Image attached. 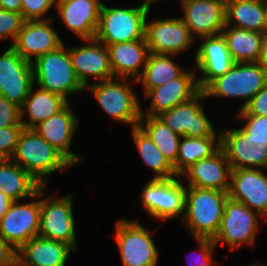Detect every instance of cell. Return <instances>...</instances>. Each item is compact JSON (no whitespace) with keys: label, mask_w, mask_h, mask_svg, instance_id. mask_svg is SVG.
Here are the masks:
<instances>
[{"label":"cell","mask_w":267,"mask_h":266,"mask_svg":"<svg viewBox=\"0 0 267 266\" xmlns=\"http://www.w3.org/2000/svg\"><path fill=\"white\" fill-rule=\"evenodd\" d=\"M10 160L26 170L43 187H48L47 176L73 166L34 129L26 128L21 131Z\"/></svg>","instance_id":"obj_1"},{"label":"cell","mask_w":267,"mask_h":266,"mask_svg":"<svg viewBox=\"0 0 267 266\" xmlns=\"http://www.w3.org/2000/svg\"><path fill=\"white\" fill-rule=\"evenodd\" d=\"M228 192L186 187L185 226L195 238L213 239L220 227Z\"/></svg>","instance_id":"obj_2"},{"label":"cell","mask_w":267,"mask_h":266,"mask_svg":"<svg viewBox=\"0 0 267 266\" xmlns=\"http://www.w3.org/2000/svg\"><path fill=\"white\" fill-rule=\"evenodd\" d=\"M150 9L147 0L135 8H108L103 3L95 39L105 45L145 39V22Z\"/></svg>","instance_id":"obj_3"},{"label":"cell","mask_w":267,"mask_h":266,"mask_svg":"<svg viewBox=\"0 0 267 266\" xmlns=\"http://www.w3.org/2000/svg\"><path fill=\"white\" fill-rule=\"evenodd\" d=\"M31 64L34 85L41 89L59 94L66 99L72 93L86 90L75 74L69 50L64 44L39 56Z\"/></svg>","instance_id":"obj_4"},{"label":"cell","mask_w":267,"mask_h":266,"mask_svg":"<svg viewBox=\"0 0 267 266\" xmlns=\"http://www.w3.org/2000/svg\"><path fill=\"white\" fill-rule=\"evenodd\" d=\"M267 83V67L261 62H235L224 75L214 79L203 91L209 98H237L245 102L243 109L251 98Z\"/></svg>","instance_id":"obj_5"},{"label":"cell","mask_w":267,"mask_h":266,"mask_svg":"<svg viewBox=\"0 0 267 266\" xmlns=\"http://www.w3.org/2000/svg\"><path fill=\"white\" fill-rule=\"evenodd\" d=\"M101 109L111 118L138 126L142 106L127 78H112L88 84Z\"/></svg>","instance_id":"obj_6"},{"label":"cell","mask_w":267,"mask_h":266,"mask_svg":"<svg viewBox=\"0 0 267 266\" xmlns=\"http://www.w3.org/2000/svg\"><path fill=\"white\" fill-rule=\"evenodd\" d=\"M47 187L40 189V226L38 236L63 242L76 250L72 195L62 198L47 196Z\"/></svg>","instance_id":"obj_7"},{"label":"cell","mask_w":267,"mask_h":266,"mask_svg":"<svg viewBox=\"0 0 267 266\" xmlns=\"http://www.w3.org/2000/svg\"><path fill=\"white\" fill-rule=\"evenodd\" d=\"M186 187L177 176L172 179L151 178L144 185L141 201L147 214L164 222L185 214Z\"/></svg>","instance_id":"obj_8"},{"label":"cell","mask_w":267,"mask_h":266,"mask_svg":"<svg viewBox=\"0 0 267 266\" xmlns=\"http://www.w3.org/2000/svg\"><path fill=\"white\" fill-rule=\"evenodd\" d=\"M115 232L122 266H157L159 251L149 230L123 219L116 221Z\"/></svg>","instance_id":"obj_9"},{"label":"cell","mask_w":267,"mask_h":266,"mask_svg":"<svg viewBox=\"0 0 267 266\" xmlns=\"http://www.w3.org/2000/svg\"><path fill=\"white\" fill-rule=\"evenodd\" d=\"M258 217L261 218L245 204L228 198L219 230L213 238L214 243L216 246L221 242L225 243L231 247V251L238 249L242 244L253 245L260 228Z\"/></svg>","instance_id":"obj_10"},{"label":"cell","mask_w":267,"mask_h":266,"mask_svg":"<svg viewBox=\"0 0 267 266\" xmlns=\"http://www.w3.org/2000/svg\"><path fill=\"white\" fill-rule=\"evenodd\" d=\"M207 99L201 90L192 99L178 104L170 110L160 113L157 117L174 133L181 137H220L204 111L201 100Z\"/></svg>","instance_id":"obj_11"},{"label":"cell","mask_w":267,"mask_h":266,"mask_svg":"<svg viewBox=\"0 0 267 266\" xmlns=\"http://www.w3.org/2000/svg\"><path fill=\"white\" fill-rule=\"evenodd\" d=\"M220 147L232 169H266L267 140L253 139L242 128L220 131Z\"/></svg>","instance_id":"obj_12"},{"label":"cell","mask_w":267,"mask_h":266,"mask_svg":"<svg viewBox=\"0 0 267 266\" xmlns=\"http://www.w3.org/2000/svg\"><path fill=\"white\" fill-rule=\"evenodd\" d=\"M145 22V40L150 53L177 55L185 52L194 37L181 18Z\"/></svg>","instance_id":"obj_13"},{"label":"cell","mask_w":267,"mask_h":266,"mask_svg":"<svg viewBox=\"0 0 267 266\" xmlns=\"http://www.w3.org/2000/svg\"><path fill=\"white\" fill-rule=\"evenodd\" d=\"M33 84L31 62L9 47L0 56V94L21 107Z\"/></svg>","instance_id":"obj_14"},{"label":"cell","mask_w":267,"mask_h":266,"mask_svg":"<svg viewBox=\"0 0 267 266\" xmlns=\"http://www.w3.org/2000/svg\"><path fill=\"white\" fill-rule=\"evenodd\" d=\"M40 226V199L19 204L12 201L0 219V235L17 250L38 236Z\"/></svg>","instance_id":"obj_15"},{"label":"cell","mask_w":267,"mask_h":266,"mask_svg":"<svg viewBox=\"0 0 267 266\" xmlns=\"http://www.w3.org/2000/svg\"><path fill=\"white\" fill-rule=\"evenodd\" d=\"M262 169H232L229 198L245 204L267 220V175Z\"/></svg>","instance_id":"obj_16"},{"label":"cell","mask_w":267,"mask_h":266,"mask_svg":"<svg viewBox=\"0 0 267 266\" xmlns=\"http://www.w3.org/2000/svg\"><path fill=\"white\" fill-rule=\"evenodd\" d=\"M48 20H26L11 47L25 60L33 62L39 56L62 46L63 40Z\"/></svg>","instance_id":"obj_17"},{"label":"cell","mask_w":267,"mask_h":266,"mask_svg":"<svg viewBox=\"0 0 267 266\" xmlns=\"http://www.w3.org/2000/svg\"><path fill=\"white\" fill-rule=\"evenodd\" d=\"M84 41L88 45L68 49L72 66L81 84L88 86L89 77L99 81L114 78L107 46L95 38Z\"/></svg>","instance_id":"obj_18"},{"label":"cell","mask_w":267,"mask_h":266,"mask_svg":"<svg viewBox=\"0 0 267 266\" xmlns=\"http://www.w3.org/2000/svg\"><path fill=\"white\" fill-rule=\"evenodd\" d=\"M199 39L203 41L195 51L194 61L195 70L204 75L197 78L200 89L204 90L214 79L228 72L235 62L222 34Z\"/></svg>","instance_id":"obj_19"},{"label":"cell","mask_w":267,"mask_h":266,"mask_svg":"<svg viewBox=\"0 0 267 266\" xmlns=\"http://www.w3.org/2000/svg\"><path fill=\"white\" fill-rule=\"evenodd\" d=\"M195 73V69L188 72L185 71L180 77L150 89L144 95L147 99L151 98L150 107L145 115L143 109H141V116H158L160 113L196 96L201 89Z\"/></svg>","instance_id":"obj_20"},{"label":"cell","mask_w":267,"mask_h":266,"mask_svg":"<svg viewBox=\"0 0 267 266\" xmlns=\"http://www.w3.org/2000/svg\"><path fill=\"white\" fill-rule=\"evenodd\" d=\"M181 18L195 38L221 34L226 25V7L210 0H185Z\"/></svg>","instance_id":"obj_21"},{"label":"cell","mask_w":267,"mask_h":266,"mask_svg":"<svg viewBox=\"0 0 267 266\" xmlns=\"http://www.w3.org/2000/svg\"><path fill=\"white\" fill-rule=\"evenodd\" d=\"M78 126L76 114L68 104L54 116L40 122L33 129L51 146L57 149L72 165L83 160L81 155L70 151V144Z\"/></svg>","instance_id":"obj_22"},{"label":"cell","mask_w":267,"mask_h":266,"mask_svg":"<svg viewBox=\"0 0 267 266\" xmlns=\"http://www.w3.org/2000/svg\"><path fill=\"white\" fill-rule=\"evenodd\" d=\"M231 171V165L220 147L213 155L194 163L182 176L188 180L187 186L228 192Z\"/></svg>","instance_id":"obj_23"},{"label":"cell","mask_w":267,"mask_h":266,"mask_svg":"<svg viewBox=\"0 0 267 266\" xmlns=\"http://www.w3.org/2000/svg\"><path fill=\"white\" fill-rule=\"evenodd\" d=\"M101 0H56V8L69 31L82 40L94 39L99 24Z\"/></svg>","instance_id":"obj_24"},{"label":"cell","mask_w":267,"mask_h":266,"mask_svg":"<svg viewBox=\"0 0 267 266\" xmlns=\"http://www.w3.org/2000/svg\"><path fill=\"white\" fill-rule=\"evenodd\" d=\"M114 78H131L137 83L146 65L149 49L145 39L106 45Z\"/></svg>","instance_id":"obj_25"},{"label":"cell","mask_w":267,"mask_h":266,"mask_svg":"<svg viewBox=\"0 0 267 266\" xmlns=\"http://www.w3.org/2000/svg\"><path fill=\"white\" fill-rule=\"evenodd\" d=\"M71 251L66 243L37 236L18 250V262L22 266H65Z\"/></svg>","instance_id":"obj_26"},{"label":"cell","mask_w":267,"mask_h":266,"mask_svg":"<svg viewBox=\"0 0 267 266\" xmlns=\"http://www.w3.org/2000/svg\"><path fill=\"white\" fill-rule=\"evenodd\" d=\"M33 86L35 85L31 86L25 102L20 107L21 124L26 129H33L40 122L56 115L69 104L68 99L63 96L39 87H37L38 90L34 91ZM25 113L28 115L27 122L23 120Z\"/></svg>","instance_id":"obj_27"},{"label":"cell","mask_w":267,"mask_h":266,"mask_svg":"<svg viewBox=\"0 0 267 266\" xmlns=\"http://www.w3.org/2000/svg\"><path fill=\"white\" fill-rule=\"evenodd\" d=\"M43 186L11 160H0V190L12 201L39 198Z\"/></svg>","instance_id":"obj_28"},{"label":"cell","mask_w":267,"mask_h":266,"mask_svg":"<svg viewBox=\"0 0 267 266\" xmlns=\"http://www.w3.org/2000/svg\"><path fill=\"white\" fill-rule=\"evenodd\" d=\"M221 34L234 62H260L262 33L225 25Z\"/></svg>","instance_id":"obj_29"},{"label":"cell","mask_w":267,"mask_h":266,"mask_svg":"<svg viewBox=\"0 0 267 266\" xmlns=\"http://www.w3.org/2000/svg\"><path fill=\"white\" fill-rule=\"evenodd\" d=\"M176 55L149 53L141 76L136 80L141 84L144 94L150 89L161 86L180 77L185 71L171 57Z\"/></svg>","instance_id":"obj_30"},{"label":"cell","mask_w":267,"mask_h":266,"mask_svg":"<svg viewBox=\"0 0 267 266\" xmlns=\"http://www.w3.org/2000/svg\"><path fill=\"white\" fill-rule=\"evenodd\" d=\"M226 25L262 33L264 0H232L226 6ZM234 21V24H233Z\"/></svg>","instance_id":"obj_31"},{"label":"cell","mask_w":267,"mask_h":266,"mask_svg":"<svg viewBox=\"0 0 267 266\" xmlns=\"http://www.w3.org/2000/svg\"><path fill=\"white\" fill-rule=\"evenodd\" d=\"M220 148V137H187L179 142L176 164L173 166L179 177L197 161L213 155Z\"/></svg>","instance_id":"obj_32"},{"label":"cell","mask_w":267,"mask_h":266,"mask_svg":"<svg viewBox=\"0 0 267 266\" xmlns=\"http://www.w3.org/2000/svg\"><path fill=\"white\" fill-rule=\"evenodd\" d=\"M138 126L155 143L168 162L174 166L181 136L174 133L157 116H141Z\"/></svg>","instance_id":"obj_33"},{"label":"cell","mask_w":267,"mask_h":266,"mask_svg":"<svg viewBox=\"0 0 267 266\" xmlns=\"http://www.w3.org/2000/svg\"><path fill=\"white\" fill-rule=\"evenodd\" d=\"M132 135L144 164L156 173L153 179H172L177 177L173 166L139 126L132 127Z\"/></svg>","instance_id":"obj_34"},{"label":"cell","mask_w":267,"mask_h":266,"mask_svg":"<svg viewBox=\"0 0 267 266\" xmlns=\"http://www.w3.org/2000/svg\"><path fill=\"white\" fill-rule=\"evenodd\" d=\"M25 21L21 13L0 8V41L12 38L14 43Z\"/></svg>","instance_id":"obj_35"},{"label":"cell","mask_w":267,"mask_h":266,"mask_svg":"<svg viewBox=\"0 0 267 266\" xmlns=\"http://www.w3.org/2000/svg\"><path fill=\"white\" fill-rule=\"evenodd\" d=\"M238 111L237 117L246 122L241 128L253 139L267 140V116L251 115L244 108Z\"/></svg>","instance_id":"obj_36"},{"label":"cell","mask_w":267,"mask_h":266,"mask_svg":"<svg viewBox=\"0 0 267 266\" xmlns=\"http://www.w3.org/2000/svg\"><path fill=\"white\" fill-rule=\"evenodd\" d=\"M21 14L25 20H48L51 17L43 18L51 9L56 6V0H21Z\"/></svg>","instance_id":"obj_37"},{"label":"cell","mask_w":267,"mask_h":266,"mask_svg":"<svg viewBox=\"0 0 267 266\" xmlns=\"http://www.w3.org/2000/svg\"><path fill=\"white\" fill-rule=\"evenodd\" d=\"M23 126L0 128V160H10Z\"/></svg>","instance_id":"obj_38"},{"label":"cell","mask_w":267,"mask_h":266,"mask_svg":"<svg viewBox=\"0 0 267 266\" xmlns=\"http://www.w3.org/2000/svg\"><path fill=\"white\" fill-rule=\"evenodd\" d=\"M9 126H23L21 110L18 105L9 102L0 94V128Z\"/></svg>","instance_id":"obj_39"},{"label":"cell","mask_w":267,"mask_h":266,"mask_svg":"<svg viewBox=\"0 0 267 266\" xmlns=\"http://www.w3.org/2000/svg\"><path fill=\"white\" fill-rule=\"evenodd\" d=\"M195 241L199 244V257L195 258L193 266H213L212 255L214 253V249L216 244L213 239L208 238H195ZM198 256V255H197Z\"/></svg>","instance_id":"obj_40"},{"label":"cell","mask_w":267,"mask_h":266,"mask_svg":"<svg viewBox=\"0 0 267 266\" xmlns=\"http://www.w3.org/2000/svg\"><path fill=\"white\" fill-rule=\"evenodd\" d=\"M244 109L251 115L267 116V83L251 98Z\"/></svg>","instance_id":"obj_41"},{"label":"cell","mask_w":267,"mask_h":266,"mask_svg":"<svg viewBox=\"0 0 267 266\" xmlns=\"http://www.w3.org/2000/svg\"><path fill=\"white\" fill-rule=\"evenodd\" d=\"M18 262V250L0 235V266H14Z\"/></svg>","instance_id":"obj_42"},{"label":"cell","mask_w":267,"mask_h":266,"mask_svg":"<svg viewBox=\"0 0 267 266\" xmlns=\"http://www.w3.org/2000/svg\"><path fill=\"white\" fill-rule=\"evenodd\" d=\"M0 8L10 12L21 13L22 1L21 0H1Z\"/></svg>","instance_id":"obj_43"},{"label":"cell","mask_w":267,"mask_h":266,"mask_svg":"<svg viewBox=\"0 0 267 266\" xmlns=\"http://www.w3.org/2000/svg\"><path fill=\"white\" fill-rule=\"evenodd\" d=\"M12 200L9 199L2 190H0V219L7 212Z\"/></svg>","instance_id":"obj_44"},{"label":"cell","mask_w":267,"mask_h":266,"mask_svg":"<svg viewBox=\"0 0 267 266\" xmlns=\"http://www.w3.org/2000/svg\"><path fill=\"white\" fill-rule=\"evenodd\" d=\"M260 62L267 67V31L262 32Z\"/></svg>","instance_id":"obj_45"},{"label":"cell","mask_w":267,"mask_h":266,"mask_svg":"<svg viewBox=\"0 0 267 266\" xmlns=\"http://www.w3.org/2000/svg\"><path fill=\"white\" fill-rule=\"evenodd\" d=\"M264 31H267V0H264Z\"/></svg>","instance_id":"obj_46"},{"label":"cell","mask_w":267,"mask_h":266,"mask_svg":"<svg viewBox=\"0 0 267 266\" xmlns=\"http://www.w3.org/2000/svg\"><path fill=\"white\" fill-rule=\"evenodd\" d=\"M210 1L220 3L221 5L226 7L232 0H210Z\"/></svg>","instance_id":"obj_47"},{"label":"cell","mask_w":267,"mask_h":266,"mask_svg":"<svg viewBox=\"0 0 267 266\" xmlns=\"http://www.w3.org/2000/svg\"><path fill=\"white\" fill-rule=\"evenodd\" d=\"M154 1H157V0H147V2L150 4V6H152V4H153V2ZM185 0H181L180 2L182 3V2H184Z\"/></svg>","instance_id":"obj_48"},{"label":"cell","mask_w":267,"mask_h":266,"mask_svg":"<svg viewBox=\"0 0 267 266\" xmlns=\"http://www.w3.org/2000/svg\"><path fill=\"white\" fill-rule=\"evenodd\" d=\"M14 266H22L19 262H17Z\"/></svg>","instance_id":"obj_49"},{"label":"cell","mask_w":267,"mask_h":266,"mask_svg":"<svg viewBox=\"0 0 267 266\" xmlns=\"http://www.w3.org/2000/svg\"><path fill=\"white\" fill-rule=\"evenodd\" d=\"M249 266H262V264H261V265H258V264H257V265H256V264H254V265H253V264H251V265H249Z\"/></svg>","instance_id":"obj_50"}]
</instances>
